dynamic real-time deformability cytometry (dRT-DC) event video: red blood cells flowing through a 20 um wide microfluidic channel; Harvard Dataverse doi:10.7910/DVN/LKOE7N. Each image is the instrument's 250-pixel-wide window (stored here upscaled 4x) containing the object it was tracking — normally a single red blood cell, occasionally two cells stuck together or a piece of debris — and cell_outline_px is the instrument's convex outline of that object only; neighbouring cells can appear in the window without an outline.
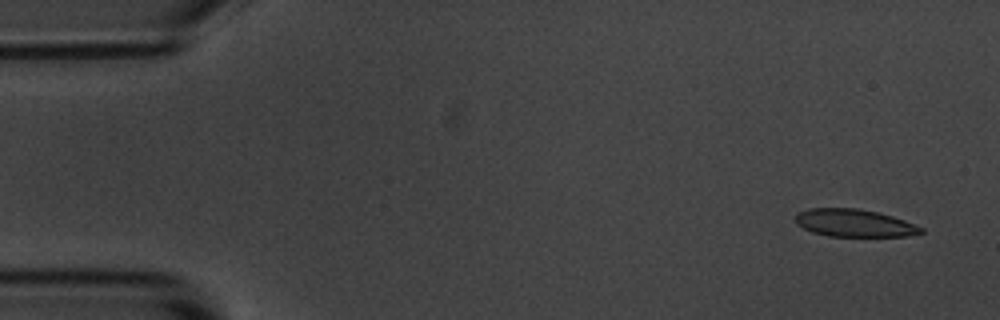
{"species": "common noctule bat (a hibernating species)", "species_latin": "Nyctalus noctula", "temperature_condition": "room temperature", "stored_images_in_passage": 9, "camera_frame_rate_fps": 3000, "um_per_image_px": 0.085, "animal": {"sex": "male", "body_mass_g": 20.1, "forearm_length_mm": 53.5}, "frame": {"image": 1, "passage_image": 1, "time_ms": 0.0, "image_size_px": [1000, 320], "cell_outline_px": [[924, 232], [908, 236], [828, 236], [812, 232], [796, 224], [796, 216], [800, 212], [808, 208], [856, 208], [876, 212], [892, 216], [904, 220], [924, 228]], "centroid_in_image_um": [72.62, 18.96], "position_along_channel_um": 12.4, "area_um2": 20.06}}
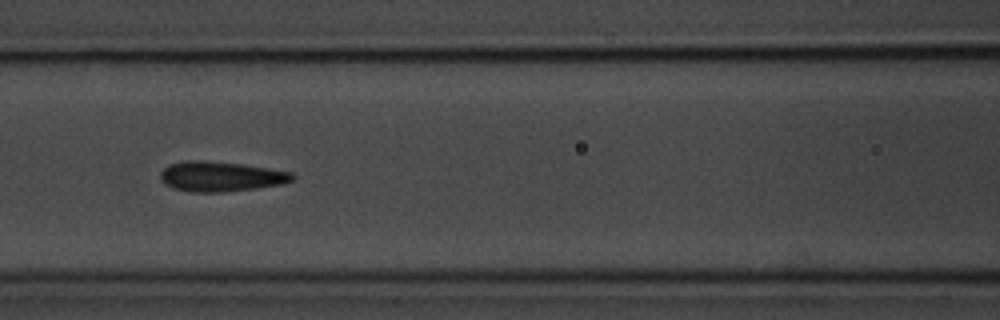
{"frame": {"image": 2, "passage_image": 7, "time_ms": 6.667, "image_size_px": [1000, 320], "cell_outline_px": [[296, 180], [280, 184], [256, 188], [220, 192], [192, 192], [172, 188], [164, 184], [160, 176], [160, 172], [168, 164], [184, 160], [204, 160], [244, 164], [292, 172], [296, 176]], "centroid_in_image_um": [18.76, 14.99], "position_along_channel_um": 147.8, "area_um2": 23.29}}
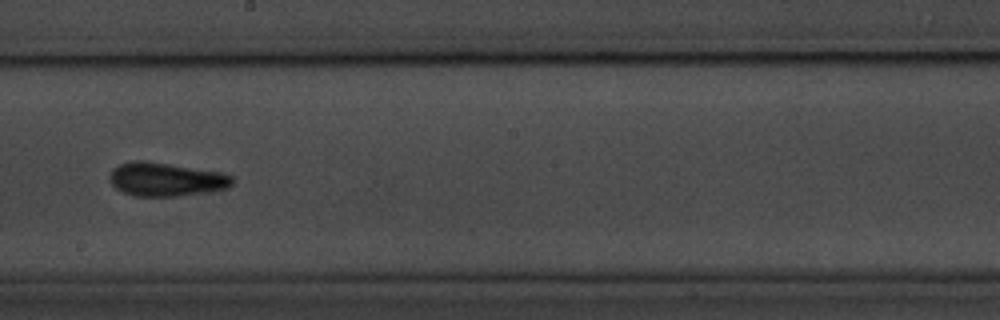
{"frame": {"image": 3, "passage_image": 9, "time_ms": 9.0, "image_size_px": [1000, 320], "cell_outline_px": [[232, 184], [228, 188], [176, 196], [132, 196], [116, 188], [112, 184], [108, 176], [120, 164], [132, 160], [144, 160], [216, 172], [232, 176]], "centroid_in_image_um": [14.05, 15.25], "position_along_channel_um": 234.2, "area_um2": 23.47}}